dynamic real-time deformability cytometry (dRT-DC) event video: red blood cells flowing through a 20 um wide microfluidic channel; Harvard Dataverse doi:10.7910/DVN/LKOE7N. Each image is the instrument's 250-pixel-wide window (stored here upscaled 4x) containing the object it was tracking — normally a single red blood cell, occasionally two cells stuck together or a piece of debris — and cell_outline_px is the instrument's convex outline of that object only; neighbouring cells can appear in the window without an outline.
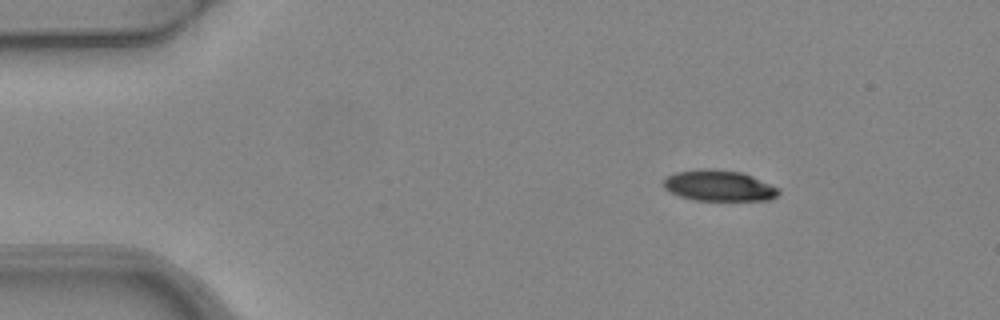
{"species": "common noctule bat (a hibernating species)", "species_latin": "Nyctalus noctula", "temperature_condition": "warm", "stored_images_in_passage": 3, "camera_frame_rate_fps": 3000, "um_per_image_px": 0.085, "animal": {"sex": "female", "body_mass_g": 24.6, "forearm_length_mm": 56.2}, "frame": {"image": 1, "passage_image": 3, "time_ms": 0.667, "image_size_px": [1000, 320], "cell_outline_px": [[780, 192], [776, 196], [768, 200], [692, 200], [668, 192], [664, 188], [664, 180], [668, 176], [676, 172], [700, 168], [708, 168], [740, 172], [752, 176], [780, 188]], "centroid_in_image_um": [61.09, 15.78], "position_along_channel_um": 23.9, "area_um2": 20.75}}